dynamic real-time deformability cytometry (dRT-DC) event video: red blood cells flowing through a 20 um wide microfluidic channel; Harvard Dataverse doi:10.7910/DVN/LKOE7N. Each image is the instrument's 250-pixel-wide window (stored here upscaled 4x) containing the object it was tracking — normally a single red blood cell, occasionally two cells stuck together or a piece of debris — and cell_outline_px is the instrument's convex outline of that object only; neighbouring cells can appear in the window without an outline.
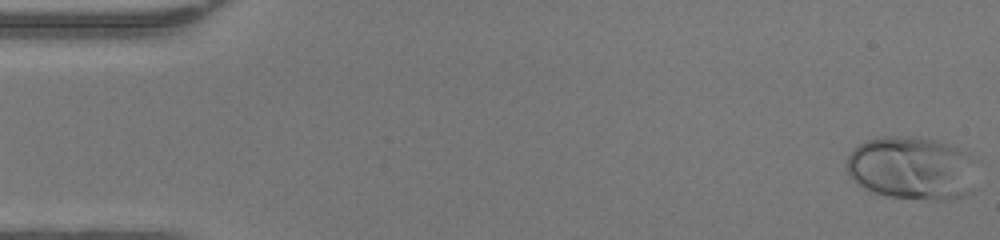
{"species": "human", "species_latin": "Homo sapiens", "temperature_condition": "warm", "stored_images_in_passage": 47, "camera_frame_rate_fps": 3000, "um_per_image_px": 0.085, "donor": {"sex": "female"}, "frame": {"image": 1, "passage_image": 1, "time_ms": 0.0, "image_size_px": [1000, 240], "cell_outline_px": [[980, 160], [972, 192], [960, 196], [944, 200], [928, 200], [888, 196], [872, 192], [856, 184], [848, 172], [844, 164], [848, 156], [860, 144], [868, 140], [884, 136], [892, 136], [932, 140], [952, 144], [976, 156]], "centroid_in_image_um": [77.6, 14.31], "position_along_channel_um": 7.4, "area_um2": 48.9}}
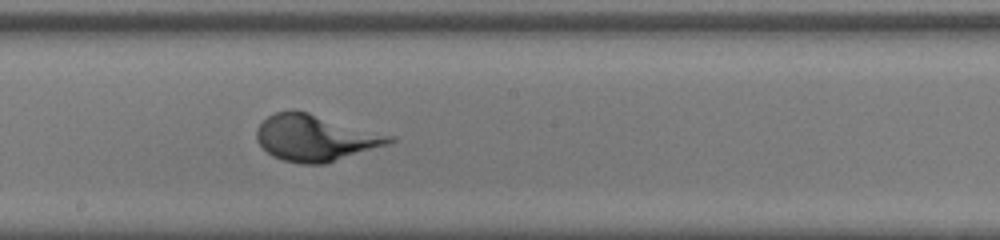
{"frame": {"image": 2, "passage_image": 26, "time_ms": 8.333, "image_size_px": [1000, 240], "cell_outline_px": [[396, 140], [388, 144], [324, 164], [300, 164], [284, 160], [272, 156], [256, 140], [256, 128], [268, 116], [276, 112], [292, 108], [308, 112], [396, 136]], "centroid_in_image_um": [26.8, 11.7], "position_along_channel_um": 221.4, "area_um2": 35.95}}
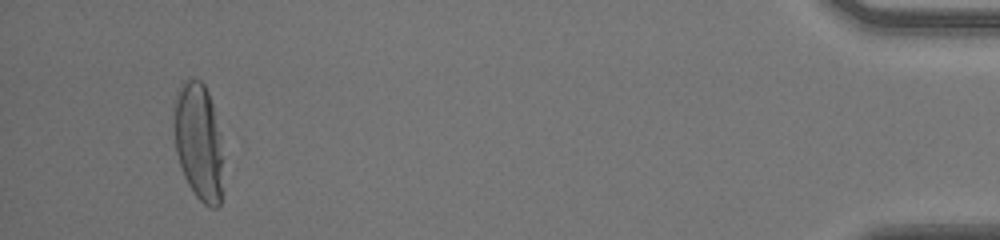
{"frame": {"image": 3, "passage_image": 45, "time_ms": 14.667, "image_size_px": [1000, 240], "cell_outline_px": [[224, 156], [220, 204], [216, 208], [212, 208], [204, 204], [196, 196], [188, 184], [184, 176], [176, 152], [172, 108], [172, 100], [176, 88], [184, 80], [200, 80], [204, 84], [208, 92], [212, 104]], "centroid_in_image_um": [16.85, 12.01], "position_along_channel_um": 418.3, "area_um2": 34.22}}